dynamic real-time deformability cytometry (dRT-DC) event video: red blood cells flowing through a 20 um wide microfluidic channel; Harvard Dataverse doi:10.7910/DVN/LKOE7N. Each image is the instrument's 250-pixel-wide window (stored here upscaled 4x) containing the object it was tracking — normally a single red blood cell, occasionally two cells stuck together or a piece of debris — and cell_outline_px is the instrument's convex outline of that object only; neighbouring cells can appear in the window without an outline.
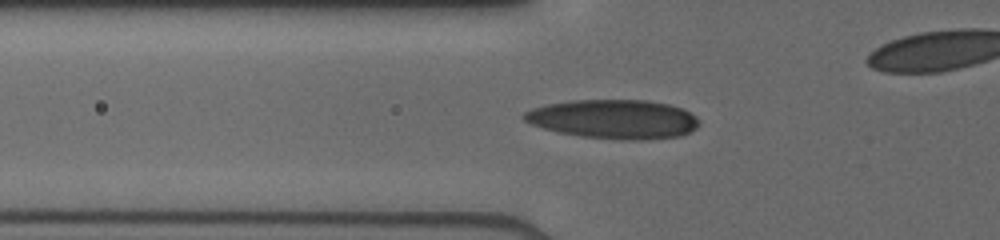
{"species": "human", "species_latin": "Homo sapiens", "temperature_condition": "cold", "stored_images_in_passage": 21, "camera_frame_rate_fps": 3000, "um_per_image_px": 0.085, "donor": {"sex": "male"}, "frame": {"image": 1, "passage_image": 12, "time_ms": 4.667, "image_size_px": [1000, 240], "cell_outline_px": [[700, 124], [696, 128], [680, 136], [644, 140], [620, 140], [580, 136], [560, 132], [544, 128], [532, 124], [524, 120], [520, 116], [524, 112], [532, 108], [548, 104], [572, 100], [644, 100], [668, 104], [680, 108], [696, 116], [700, 120]], "centroid_in_image_um": [52.17, 10.13], "position_along_channel_um": 73.6, "area_um2": 39.88}}
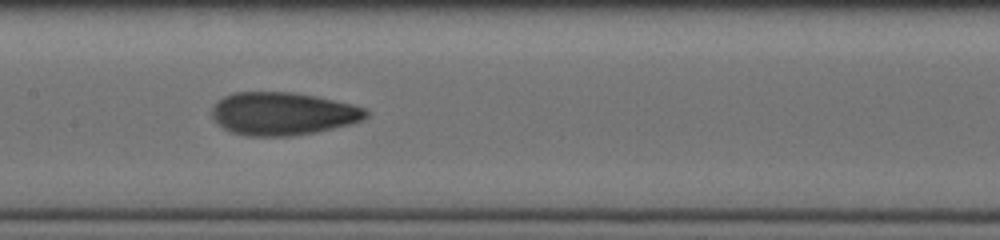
{"frame": {"image": 2, "passage_image": 15, "time_ms": 7.333, "image_size_px": [1000, 240], "cell_outline_px": [[368, 116], [360, 120], [348, 124], [316, 132], [292, 136], [248, 136], [232, 132], [216, 124], [212, 120], [212, 108], [224, 96], [232, 92], [292, 92], [316, 96], [352, 104], [364, 108], [368, 112]], "centroid_in_image_um": [24.0, 9.66], "position_along_channel_um": 183.4, "area_um2": 38.44}}
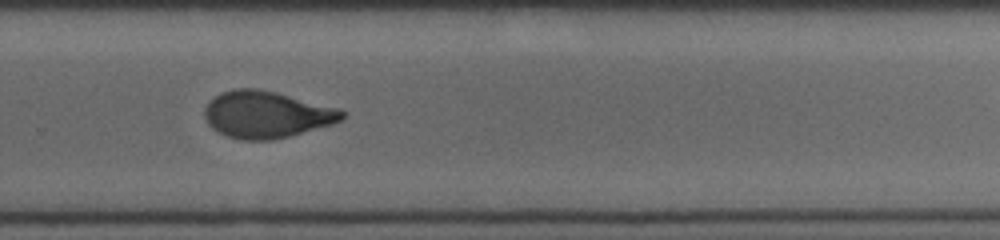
{"frame": {"image": 3, "passage_image": 18, "time_ms": 10.333, "image_size_px": [1000, 240], "cell_outline_px": [[348, 112], [340, 120], [332, 124], [288, 136], [268, 140], [240, 140], [228, 136], [212, 128], [208, 124], [204, 116], [204, 108], [220, 92], [236, 88], [256, 88], [276, 92], [340, 108]], "centroid_in_image_um": [22.66, 9.72], "position_along_channel_um": 307.1, "area_um2": 37.4}}